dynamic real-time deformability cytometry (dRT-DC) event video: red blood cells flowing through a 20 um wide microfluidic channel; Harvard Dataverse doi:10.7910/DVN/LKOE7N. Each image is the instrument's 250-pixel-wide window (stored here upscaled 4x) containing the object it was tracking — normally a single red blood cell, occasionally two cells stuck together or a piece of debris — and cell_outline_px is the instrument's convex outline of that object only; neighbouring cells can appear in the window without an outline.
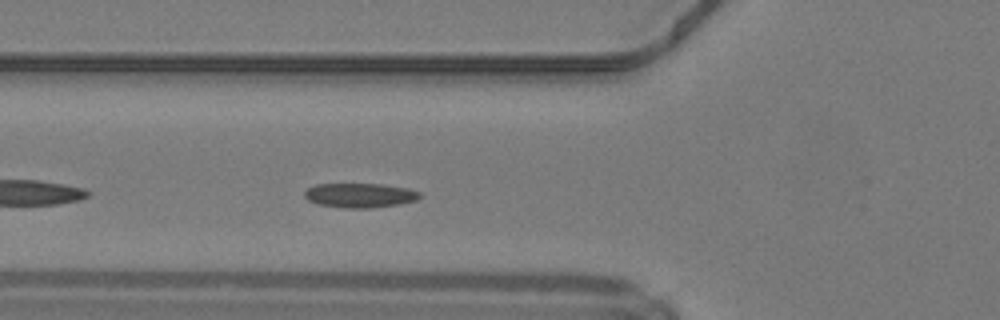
{"species": "common noctule bat (a hibernating species)", "species_latin": "Nyctalus noctula", "temperature_condition": "warm", "stored_images_in_passage": 27, "camera_frame_rate_fps": 3000, "um_per_image_px": 0.085, "animal": {"sex": "male", "body_mass_g": 19.2, "forearm_length_mm": 51.8}, "frame": {"image": 1, "passage_image": 5, "time_ms": 1.333, "image_size_px": [1000, 320], "cell_outline_px": [[420, 196], [416, 200], [400, 204], [368, 208], [344, 208], [320, 204], [308, 200], [304, 196], [304, 192], [308, 188], [316, 184], [380, 184], [408, 188], [420, 192]], "centroid_in_image_um": [30.59, 16.6], "position_along_channel_um": 95.2, "area_um2": 16.3}}
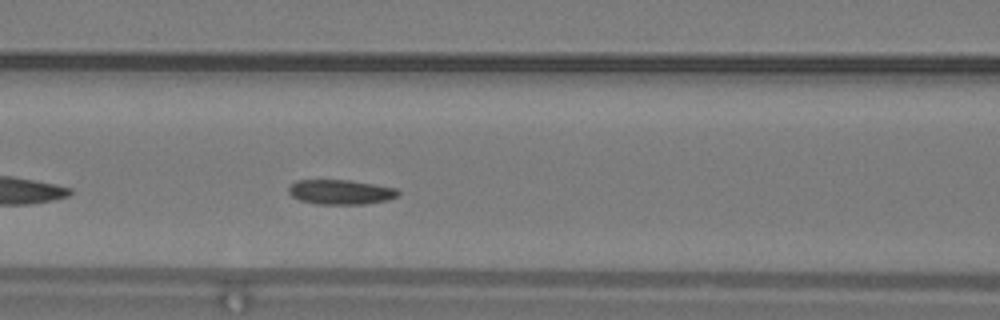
{"frame": {"image": 2, "passage_image": 8, "time_ms": 2.333, "image_size_px": [1000, 320], "cell_outline_px": [[400, 196], [388, 200], [364, 204], [316, 204], [300, 200], [292, 196], [288, 192], [288, 188], [296, 180], [352, 180], [396, 188], [400, 192]], "centroid_in_image_um": [28.98, 16.32], "position_along_channel_um": 137.6, "area_um2": 15.9}, "authors_computed_cell_mechanics": {"area_um2": 16.2996, "velocity_mm_per_s": 4.194, "shape_relaxation_time_tau1_ms": 5.909, "shape_relaxation_time_tau2_ms": 2.7587, "deformation_change_tau1": 0.1005, "deformation_change_tau2": 0.0819}}